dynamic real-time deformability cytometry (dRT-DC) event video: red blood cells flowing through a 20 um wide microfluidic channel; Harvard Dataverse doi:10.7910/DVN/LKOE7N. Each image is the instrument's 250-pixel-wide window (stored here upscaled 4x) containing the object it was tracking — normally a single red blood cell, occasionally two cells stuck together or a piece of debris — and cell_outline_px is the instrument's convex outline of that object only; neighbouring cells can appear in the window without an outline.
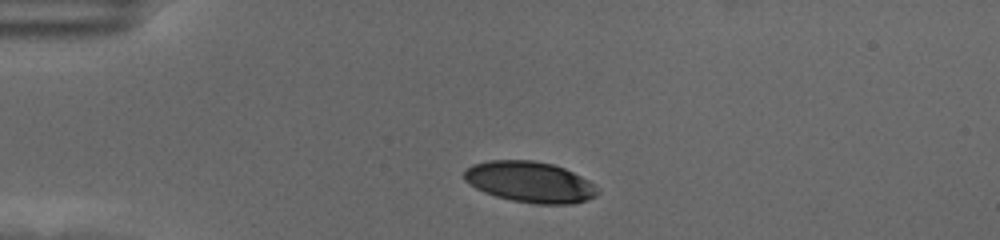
{"species": "human", "species_latin": "Homo sapiens", "temperature_condition": "cold", "stored_images_in_passage": 36, "camera_frame_rate_fps": 3000, "um_per_image_px": 0.085, "donor": {"sex": "female"}, "frame": {"image": 1, "passage_image": 1, "time_ms": 0.0, "image_size_px": [1000, 240], "cell_outline_px": [[600, 192], [596, 196], [588, 200], [572, 204], [536, 204], [512, 200], [496, 196], [484, 192], [476, 188], [464, 180], [464, 172], [472, 164], [488, 160], [532, 160], [552, 164], [564, 168], [588, 180], [600, 188]], "centroid_in_image_um": [45.07, 15.47], "position_along_channel_um": 39.9, "area_um2": 31.91}}
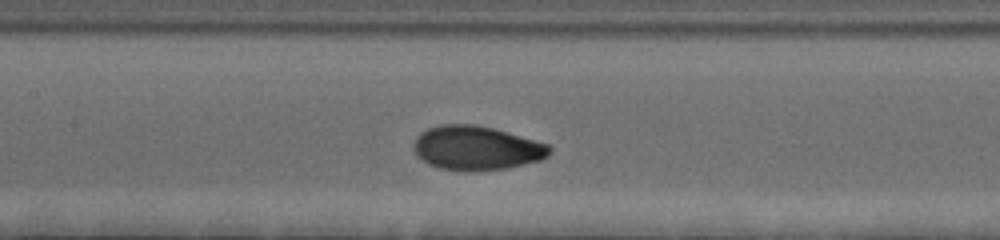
{"frame": {"image": 2, "passage_image": 15, "time_ms": 4.667, "image_size_px": [1000, 240], "cell_outline_px": [[552, 152], [548, 156], [540, 160], [508, 168], [476, 172], [464, 172], [440, 168], [428, 164], [416, 156], [412, 144], [416, 136], [420, 132], [428, 128], [444, 124], [472, 124], [492, 128], [536, 140], [548, 144], [552, 148]], "centroid_in_image_um": [40.48, 12.6], "position_along_channel_um": 166.9, "area_um2": 35.37}}
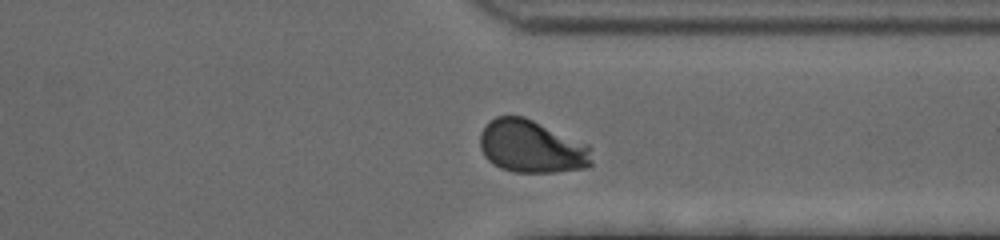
{"frame": {"image": 3, "passage_image": 32, "time_ms": 10.333, "image_size_px": [1000, 240], "cell_outline_px": [[592, 164], [588, 168], [556, 172], [512, 172], [500, 168], [492, 164], [484, 156], [480, 148], [480, 132], [496, 116], [524, 116], [588, 144], [592, 160]], "centroid_in_image_um": [45.18, 12.48], "position_along_channel_um": 366.2, "area_um2": 34.45}, "authors_computed_cell_mechanics": {"area_um2": 34.2754, "velocity_mm_per_s": 3.5155, "shape_relaxation_time_tau1_ms": 3.5564, "shape_relaxation_time_tau2_ms": null, "deformation_change_tau1": 0.1582, "deformation_change_tau2": null}}